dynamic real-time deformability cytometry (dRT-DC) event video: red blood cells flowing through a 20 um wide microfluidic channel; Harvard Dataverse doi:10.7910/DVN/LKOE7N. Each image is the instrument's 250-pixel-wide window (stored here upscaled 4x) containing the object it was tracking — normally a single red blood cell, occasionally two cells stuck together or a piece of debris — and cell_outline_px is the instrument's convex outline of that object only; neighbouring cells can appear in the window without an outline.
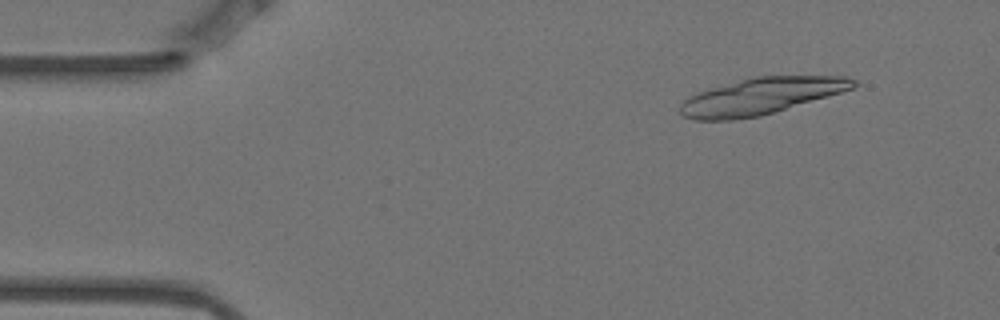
{"species": "Egyptian fruit bat (a non-hibernating species)", "species_latin": "Rousettus aegyptiacus", "temperature_condition": "warm", "stored_images_in_passage": 7, "segment_of_instrument_passage": [1, 2], "camera_frame_rate_fps": 3000, "um_per_image_px": 0.085, "animal": {"sex": "female"}, "frame": {"image": 1, "passage_image": 2, "time_ms": 0.333, "image_size_px": [1000, 320], "cell_outline_px": [[860, 84], [852, 88], [828, 96], [760, 116], [732, 120], [696, 120], [684, 116], [680, 112], [680, 104], [688, 96], [696, 92], [740, 80], [756, 76], [844, 76], [856, 80]], "centroid_in_image_um": [64.66, 8.17], "position_along_channel_um": 20.3, "area_um2": 36.59}}